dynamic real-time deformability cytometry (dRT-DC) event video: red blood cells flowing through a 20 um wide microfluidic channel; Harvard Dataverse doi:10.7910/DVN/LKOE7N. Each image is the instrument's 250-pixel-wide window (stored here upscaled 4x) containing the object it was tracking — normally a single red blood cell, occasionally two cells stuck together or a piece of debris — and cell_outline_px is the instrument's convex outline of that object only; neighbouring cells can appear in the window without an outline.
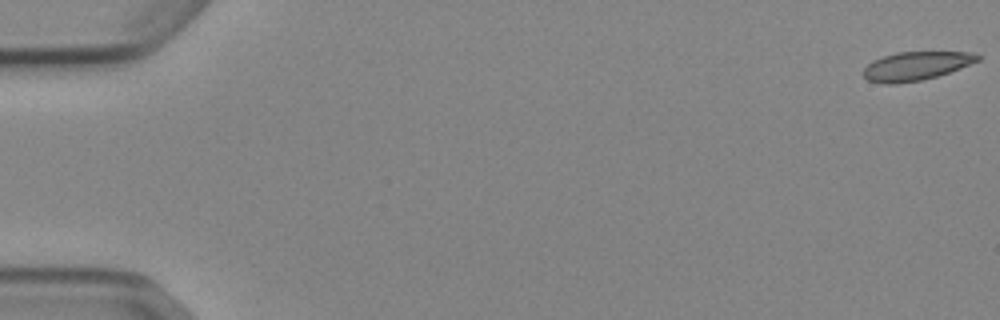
{"species": "Egyptian fruit bat (a non-hibernating species)", "species_latin": "Rousettus aegyptiacus", "temperature_condition": "cold", "stored_images_in_passage": 53, "camera_frame_rate_fps": 3000, "um_per_image_px": 0.085, "animal": {"sex": "female"}, "frame": {"image": 1, "passage_image": 1, "time_ms": 0.0, "image_size_px": [1000, 320], "cell_outline_px": [[980, 60], [960, 68], [936, 76], [920, 80], [892, 84], [884, 84], [868, 80], [864, 76], [864, 68], [872, 60], [896, 52], [968, 52], [980, 56]], "centroid_in_image_um": [77.83, 5.6], "position_along_channel_um": 7.2, "area_um2": 18.79}}
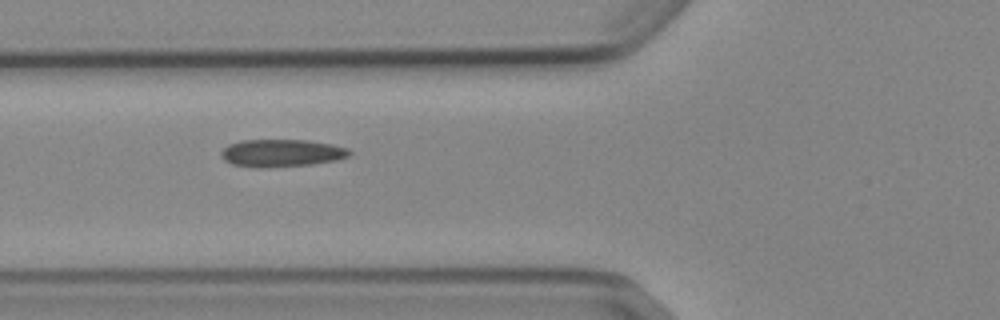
{"frame": {"image": 2, "passage_image": 21, "time_ms": 6.667, "image_size_px": [1000, 320], "cell_outline_px": [[352, 152], [348, 156], [336, 160], [312, 164], [264, 168], [256, 168], [232, 164], [224, 160], [220, 156], [220, 152], [228, 144], [240, 140], [308, 140], [332, 144], [348, 148]], "centroid_in_image_um": [23.9, 13.01], "position_along_channel_um": 101.9, "area_um2": 20.75}}
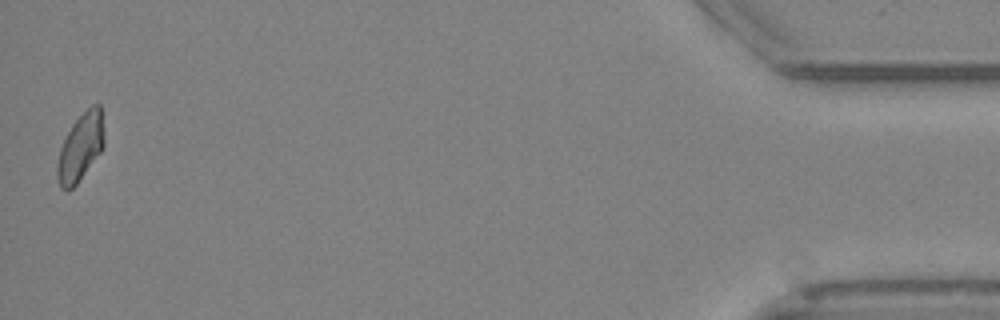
{"frame": {"image": 3, "passage_image": 53, "time_ms": 17.333, "image_size_px": [1000, 320], "cell_outline_px": [[104, 144], [100, 152], [76, 184], [68, 192], [60, 188], [56, 176], [56, 164], [60, 148], [72, 124], [92, 104], [100, 104], [104, 132]], "centroid_in_image_um": [6.82, 12.54], "position_along_channel_um": 428.4, "area_um2": 18.32}, "authors_computed_cell_mechanics": {"area_um2": 19.5942, "velocity_mm_per_s": 3.8566, "shape_relaxation_time_tau1_ms": null, "shape_relaxation_time_tau2_ms": 2.5118, "deformation_change_tau1": null, "deformation_change_tau2": 0.0874}}